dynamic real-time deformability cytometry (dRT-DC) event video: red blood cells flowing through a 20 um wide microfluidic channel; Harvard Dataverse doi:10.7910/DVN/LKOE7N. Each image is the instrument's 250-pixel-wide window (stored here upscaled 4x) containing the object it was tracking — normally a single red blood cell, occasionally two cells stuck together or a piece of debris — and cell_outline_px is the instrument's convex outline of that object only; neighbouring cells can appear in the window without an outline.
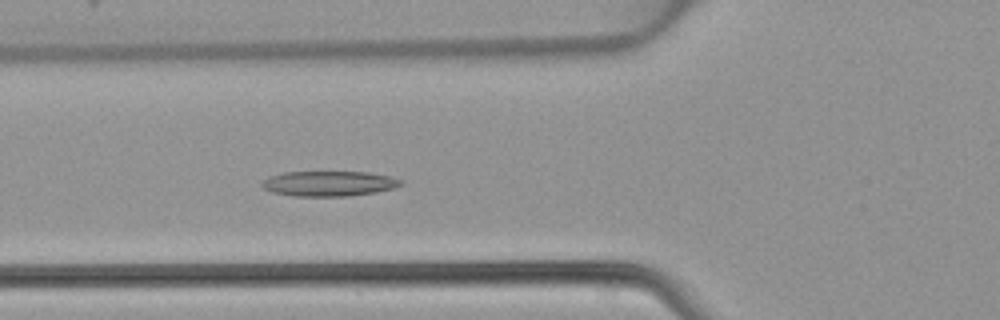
{"species": "common noctule bat (a hibernating species)", "species_latin": "Nyctalus noctula", "temperature_condition": "warm", "stored_images_in_passage": 48, "camera_frame_rate_fps": 3000, "um_per_image_px": 0.085, "animal": {"sex": "female", "body_mass_g": 22.7, "forearm_length_mm": 54.2}, "frame": {"image": 1, "passage_image": 18, "time_ms": 5.667, "image_size_px": [1000, 320], "cell_outline_px": [[404, 184], [396, 188], [376, 192], [348, 196], [292, 196], [272, 192], [264, 188], [260, 184], [260, 180], [268, 176], [284, 172], [368, 172], [392, 176], [400, 180]], "centroid_in_image_um": [27.95, 15.6], "position_along_channel_um": 97.9, "area_um2": 20.63}}
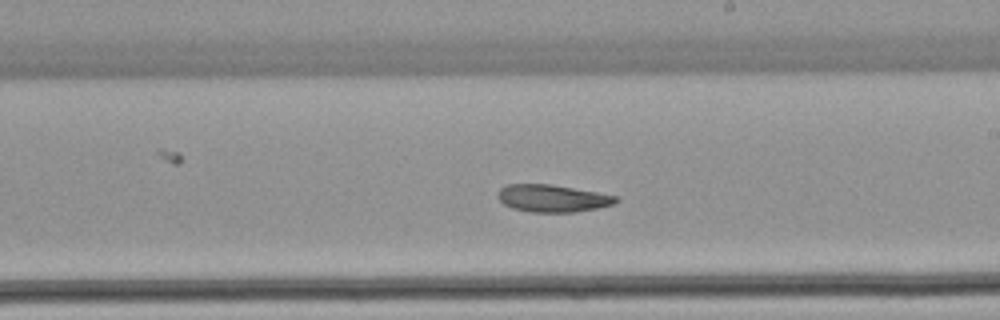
{"frame": {"image": 2, "passage_image": 28, "time_ms": 9.0, "image_size_px": [1000, 320], "cell_outline_px": [[620, 200], [612, 204], [596, 208], [576, 212], [532, 212], [512, 208], [504, 204], [496, 196], [496, 192], [500, 188], [508, 184], [552, 184], [596, 192], [616, 196]], "centroid_in_image_um": [46.92, 16.85], "position_along_channel_um": 242.1, "area_um2": 18.79}}
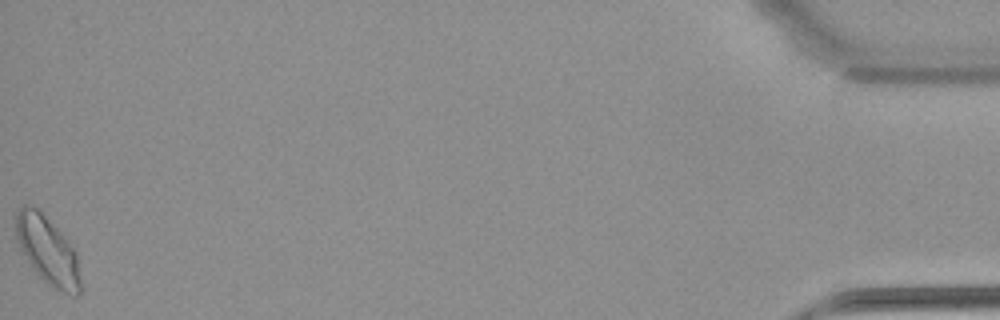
{"frame": {"image": 3, "passage_image": 48, "time_ms": 15.667, "image_size_px": [1000, 320], "cell_outline_px": [[80, 292], [76, 296], [64, 292], [48, 284], [32, 268], [20, 248], [16, 240], [16, 212], [24, 204], [32, 204], [40, 208], [76, 252], [80, 280]], "centroid_in_image_um": [4.02, 21.23], "position_along_channel_um": 431.2, "area_um2": 25.37}}